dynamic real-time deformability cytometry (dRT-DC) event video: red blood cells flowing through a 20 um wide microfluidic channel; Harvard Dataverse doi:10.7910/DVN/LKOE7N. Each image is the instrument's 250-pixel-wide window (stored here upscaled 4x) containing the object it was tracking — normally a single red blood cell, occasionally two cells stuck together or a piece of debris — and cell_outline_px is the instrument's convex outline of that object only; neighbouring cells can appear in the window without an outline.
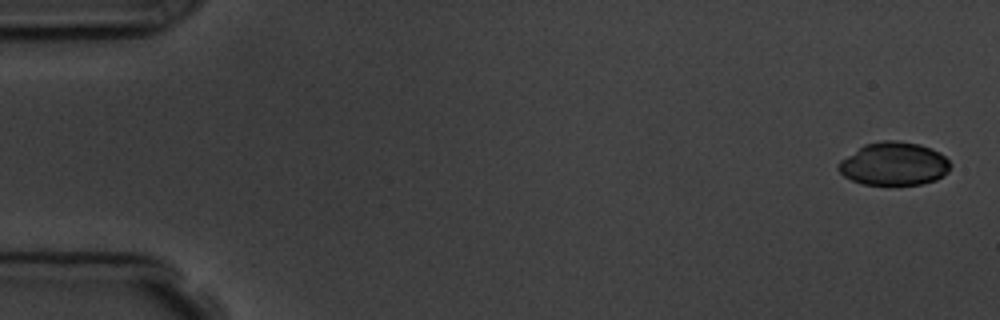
{"species": "common noctule bat (a hibernating species)", "species_latin": "Nyctalus noctula", "temperature_condition": "room temperature", "stored_images_in_passage": 5, "camera_frame_rate_fps": 3000, "um_per_image_px": 0.085, "animal": {"sex": "male", "body_mass_g": 19.5, "forearm_length_mm": 54.6}, "frame": {"image": 1, "passage_image": 1, "time_ms": 0.0, "image_size_px": [1000, 320], "cell_outline_px": [[952, 164], [948, 172], [936, 180], [920, 184], [864, 184], [852, 180], [844, 176], [836, 168], [836, 164], [840, 160], [864, 144], [880, 140], [896, 140], [920, 144], [932, 148], [940, 152]], "centroid_in_image_um": [75.98, 13.91], "position_along_channel_um": 9.0, "area_um2": 28.32}}